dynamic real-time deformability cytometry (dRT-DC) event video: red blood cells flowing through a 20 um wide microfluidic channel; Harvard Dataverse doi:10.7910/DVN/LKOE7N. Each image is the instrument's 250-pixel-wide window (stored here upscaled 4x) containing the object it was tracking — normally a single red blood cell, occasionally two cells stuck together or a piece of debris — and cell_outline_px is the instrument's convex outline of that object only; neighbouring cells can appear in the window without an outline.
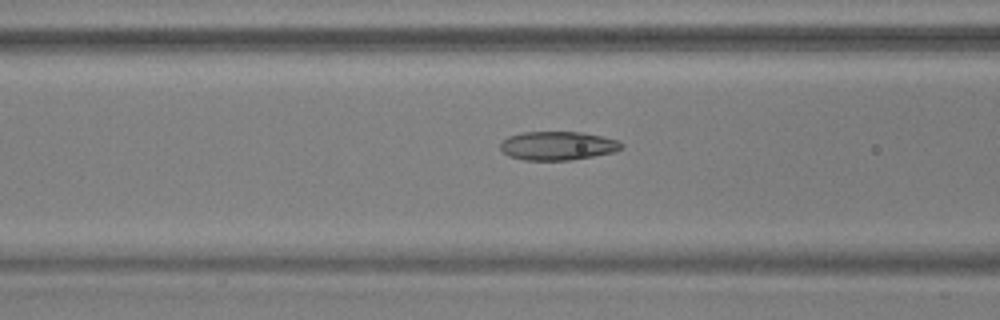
{"species": "common noctule bat (a hibernating species)", "species_latin": "Nyctalus noctula", "temperature_condition": "warm", "stored_images_in_passage": 50, "camera_frame_rate_fps": 3000, "um_per_image_px": 0.085, "animal": {"sex": "male", "body_mass_g": 17.9, "forearm_length_mm": 54.2}, "frame": {"image": 1, "passage_image": 22, "time_ms": 7.0, "image_size_px": [1000, 320], "cell_outline_px": [[624, 148], [616, 152], [568, 160], [524, 160], [508, 156], [500, 148], [500, 144], [508, 136], [524, 132], [580, 132], [604, 136], [616, 140], [624, 144]], "centroid_in_image_um": [47.43, 12.39], "position_along_channel_um": 119.2, "area_um2": 20.29}}
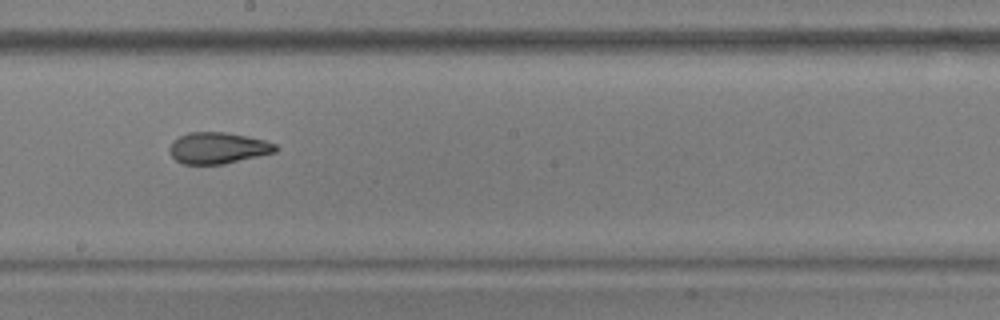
{"frame": {"image": 2, "passage_image": 31, "time_ms": 10.0, "image_size_px": [1000, 320], "cell_outline_px": [[280, 148], [276, 152], [224, 164], [184, 164], [176, 160], [168, 152], [168, 148], [172, 140], [188, 132], [224, 132], [264, 140], [276, 144]], "centroid_in_image_um": [18.5, 12.58], "position_along_channel_um": 229.7, "area_um2": 19.42}}
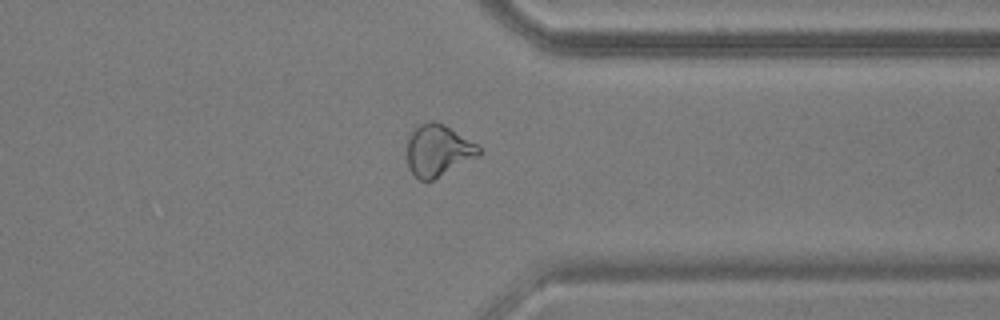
{"frame": {"image": 3, "passage_image": 43, "time_ms": 14.0, "image_size_px": [1000, 320], "cell_outline_px": [[484, 152], [480, 156], [432, 180], [420, 180], [408, 168], [408, 136], [420, 124], [428, 120], [436, 120], [444, 124], [476, 144]], "centroid_in_image_um": [37.26, 12.77], "position_along_channel_um": 374.1, "area_um2": 21.56}}